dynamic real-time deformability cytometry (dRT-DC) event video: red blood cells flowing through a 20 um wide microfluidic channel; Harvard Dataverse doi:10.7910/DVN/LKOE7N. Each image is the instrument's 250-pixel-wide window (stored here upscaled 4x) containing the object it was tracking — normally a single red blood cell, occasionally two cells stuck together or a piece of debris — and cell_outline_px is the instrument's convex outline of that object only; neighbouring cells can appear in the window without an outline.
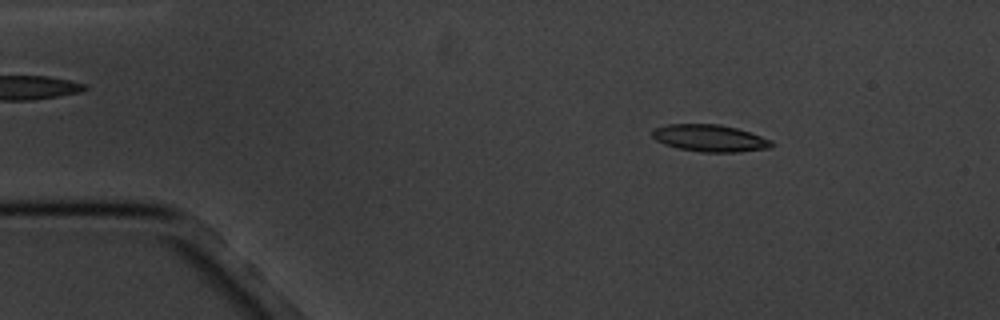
{"species": "common noctule bat (a hibernating species)", "species_latin": "Nyctalus noctula", "temperature_condition": "cold", "stored_images_in_passage": 3, "camera_frame_rate_fps": 3000, "um_per_image_px": 0.085, "animal": {"sex": "male", "body_mass_g": 20.1, "forearm_length_mm": 53.5}, "frame": {"image": 1, "passage_image": 1, "time_ms": 0.0, "image_size_px": [1000, 320], "cell_outline_px": [[776, 144], [772, 148], [736, 152], [700, 152], [680, 148], [664, 144], [656, 140], [652, 136], [652, 128], [668, 124], [720, 124], [736, 128], [772, 140]], "centroid_in_image_um": [60.35, 11.74], "position_along_channel_um": 24.7, "area_um2": 18.84}}
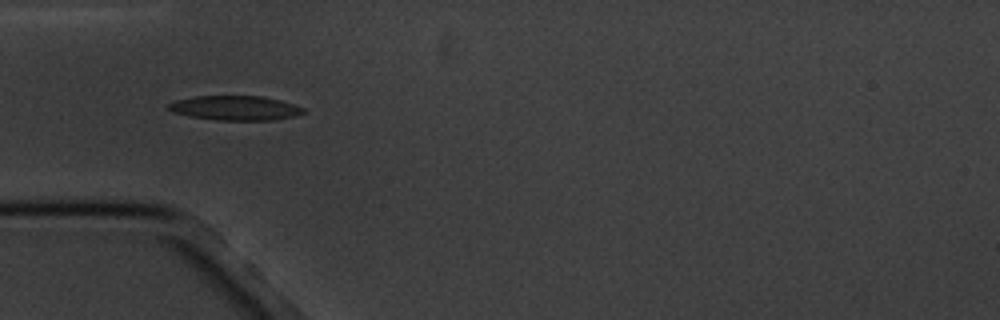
{"frame": {"image": 2, "passage_image": 3, "time_ms": 3.0, "image_size_px": [1000, 320], "cell_outline_px": [[308, 112], [296, 116], [272, 120], [216, 120], [192, 116], [172, 112], [168, 108], [168, 104], [176, 100], [196, 96], [264, 96], [280, 100], [304, 108]], "centroid_in_image_um": [20.04, 9.18], "position_along_channel_um": 65.0, "area_um2": 19.25}}